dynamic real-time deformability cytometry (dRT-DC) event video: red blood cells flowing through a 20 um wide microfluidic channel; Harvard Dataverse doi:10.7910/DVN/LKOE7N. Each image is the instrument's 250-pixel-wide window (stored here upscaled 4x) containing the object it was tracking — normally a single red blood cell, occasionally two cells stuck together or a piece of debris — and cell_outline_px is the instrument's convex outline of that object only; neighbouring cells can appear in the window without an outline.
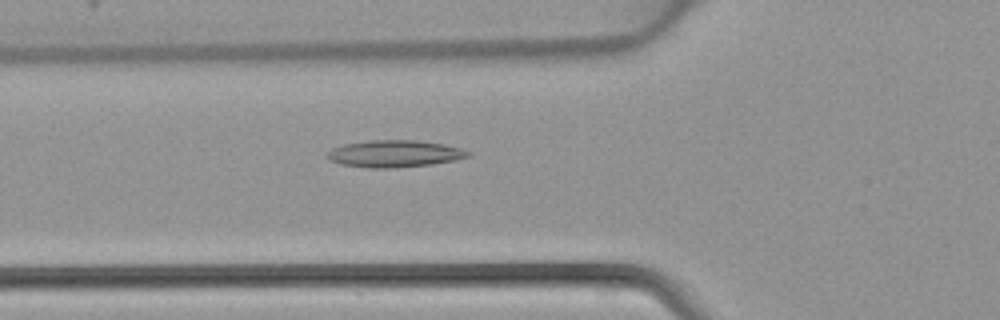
{"species": "common noctule bat (a hibernating species)", "species_latin": "Nyctalus noctula", "temperature_condition": "warm", "stored_images_in_passage": 44, "camera_frame_rate_fps": 3000, "um_per_image_px": 0.085, "animal": {"sex": "female", "body_mass_g": 22.7, "forearm_length_mm": 54.2}, "frame": {"image": 1, "passage_image": 16, "time_ms": 5.0, "image_size_px": [1000, 320], "cell_outline_px": [[472, 156], [456, 160], [432, 164], [392, 168], [368, 168], [340, 164], [328, 160], [324, 156], [324, 152], [332, 148], [344, 144], [368, 140], [416, 140], [444, 144], [460, 148], [472, 152]], "centroid_in_image_um": [33.5, 13.06], "position_along_channel_um": 92.3, "area_um2": 22.54}}
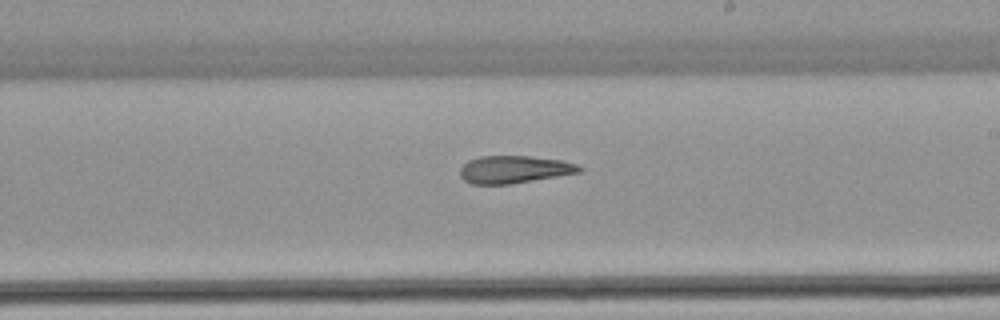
{"frame": {"image": 2, "passage_image": 26, "time_ms": 8.333, "image_size_px": [1000, 320], "cell_outline_px": [[584, 168], [580, 172], [508, 184], [472, 184], [464, 180], [460, 176], [460, 168], [468, 160], [480, 156], [528, 156], [560, 160], [576, 164]], "centroid_in_image_um": [43.67, 14.4], "position_along_channel_um": 245.3, "area_um2": 18.9}}
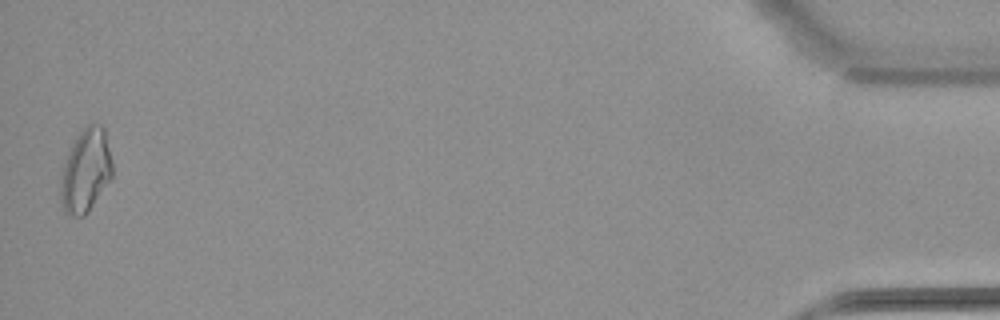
{"frame": {"image": 3, "passage_image": 44, "time_ms": 14.333, "image_size_px": [1000, 320], "cell_outline_px": [[112, 176], [88, 212], [84, 216], [68, 216], [64, 212], [60, 204], [60, 176], [68, 152], [76, 136], [88, 124], [100, 124], [104, 128], [112, 160]], "centroid_in_image_um": [7.26, 14.53], "position_along_channel_um": 427.9, "area_um2": 25.2}}